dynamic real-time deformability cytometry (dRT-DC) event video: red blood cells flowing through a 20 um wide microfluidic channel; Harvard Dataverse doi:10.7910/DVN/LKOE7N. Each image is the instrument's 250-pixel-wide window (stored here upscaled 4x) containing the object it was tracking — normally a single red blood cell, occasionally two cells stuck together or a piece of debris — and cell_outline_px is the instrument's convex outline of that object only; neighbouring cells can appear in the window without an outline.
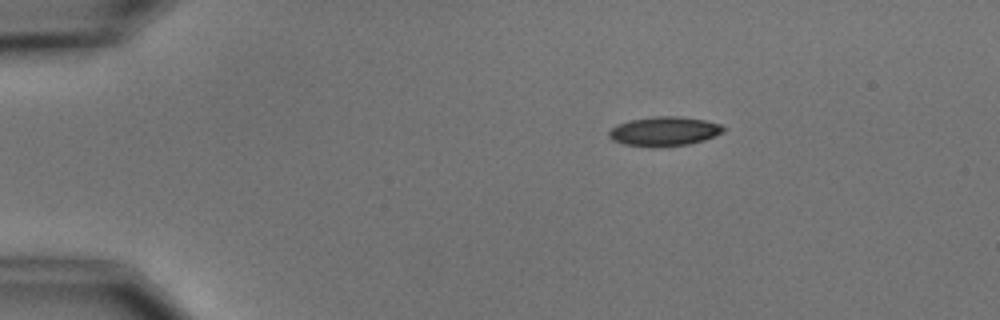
{"species": "common noctule bat (a hibernating species)", "species_latin": "Nyctalus noctula", "temperature_condition": "cold", "stored_images_in_passage": 2, "camera_frame_rate_fps": 3000, "um_per_image_px": 0.085, "animal": {"sex": "male", "body_mass_g": 15.6}, "frame": {"image": 1, "passage_image": 1, "time_ms": 0.0, "image_size_px": [1000, 320], "cell_outline_px": [[728, 128], [724, 132], [704, 140], [688, 144], [624, 144], [612, 140], [608, 136], [608, 132], [616, 124], [632, 120], [652, 116], [680, 116], [704, 120], [720, 124]], "centroid_in_image_um": [56.5, 11.11], "position_along_channel_um": 28.5, "area_um2": 18.84}}